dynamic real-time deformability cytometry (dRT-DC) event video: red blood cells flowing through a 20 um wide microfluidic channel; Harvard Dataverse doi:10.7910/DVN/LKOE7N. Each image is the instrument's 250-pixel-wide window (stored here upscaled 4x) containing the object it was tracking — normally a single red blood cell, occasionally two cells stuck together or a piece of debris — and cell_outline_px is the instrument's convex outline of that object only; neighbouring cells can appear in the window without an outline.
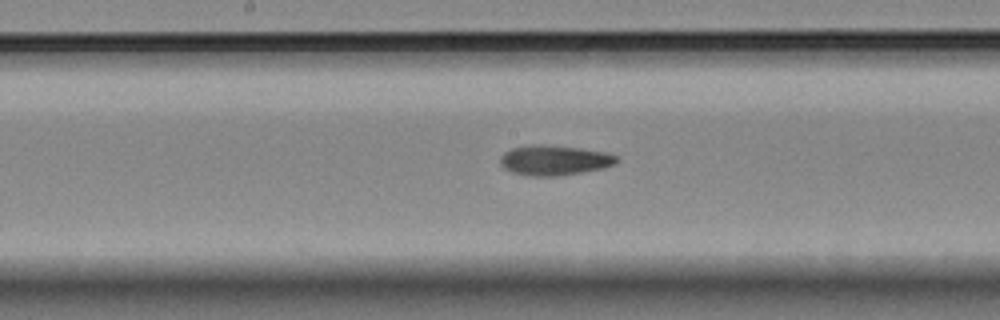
{"species": "Egyptian fruit bat (a non-hibernating species)", "species_latin": "Rousettus aegyptiacus", "temperature_condition": "room temperature", "stored_images_in_passage": 11, "segment_of_instrument_passage": [1, 2], "camera_frame_rate_fps": 3000, "um_per_image_px": 0.085, "animal": {"sex": "female"}, "frame": {"image": 1, "passage_image": 10, "time_ms": 11.0, "image_size_px": [1000, 320], "cell_outline_px": [[616, 164], [604, 168], [556, 176], [532, 176], [512, 172], [504, 168], [500, 164], [500, 156], [504, 152], [512, 148], [532, 144], [540, 144], [580, 148], [604, 152], [616, 156]], "centroid_in_image_um": [47.08, 13.61], "position_along_channel_um": 201.1, "area_um2": 20.23}}